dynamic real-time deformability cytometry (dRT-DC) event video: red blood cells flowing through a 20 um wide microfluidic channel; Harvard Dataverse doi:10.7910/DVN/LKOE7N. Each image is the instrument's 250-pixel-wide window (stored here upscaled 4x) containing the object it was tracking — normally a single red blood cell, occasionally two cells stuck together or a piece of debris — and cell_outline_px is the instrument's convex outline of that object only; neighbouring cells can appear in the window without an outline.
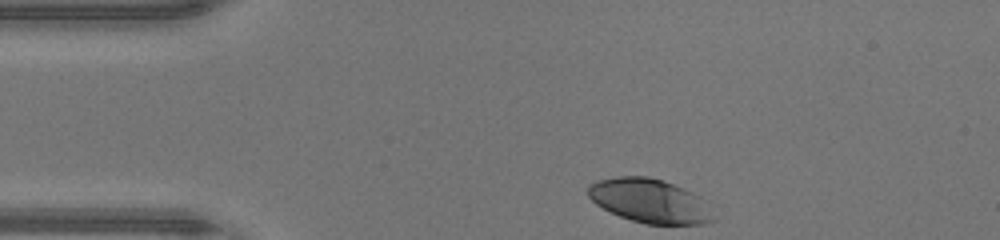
{"species": "human", "species_latin": "Homo sapiens", "temperature_condition": "warm", "stored_images_in_passage": 31, "camera_frame_rate_fps": 3000, "um_per_image_px": 0.085, "donor": {"sex": "male"}, "frame": {"image": 1, "passage_image": 1, "time_ms": 0.0, "image_size_px": [1000, 240], "cell_outline_px": [[716, 220], [704, 224], [648, 224], [632, 220], [620, 216], [596, 204], [588, 196], [588, 184], [596, 180], [616, 176], [648, 176], [664, 180], [684, 188], [700, 196]], "centroid_in_image_um": [55.21, 17.06], "position_along_channel_um": 29.8, "area_um2": 32.08}}
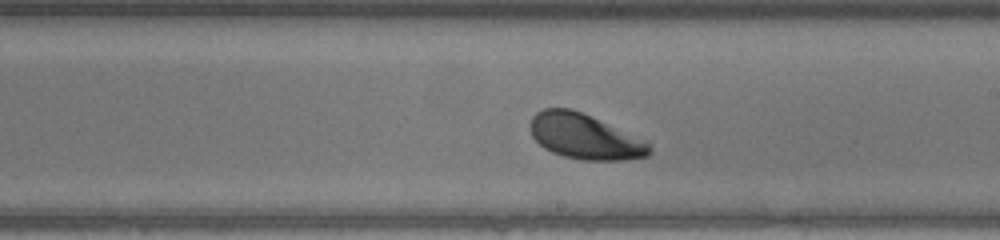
{"frame": {"image": 2, "passage_image": 19, "time_ms": 6.0, "image_size_px": [1000, 240], "cell_outline_px": [[652, 152], [648, 156], [624, 160], [584, 160], [564, 156], [552, 152], [544, 148], [532, 136], [532, 116], [536, 112], [544, 108], [568, 108], [580, 112], [644, 140], [652, 148]], "centroid_in_image_um": [49.7, 11.62], "position_along_channel_um": 239.3, "area_um2": 30.75}}
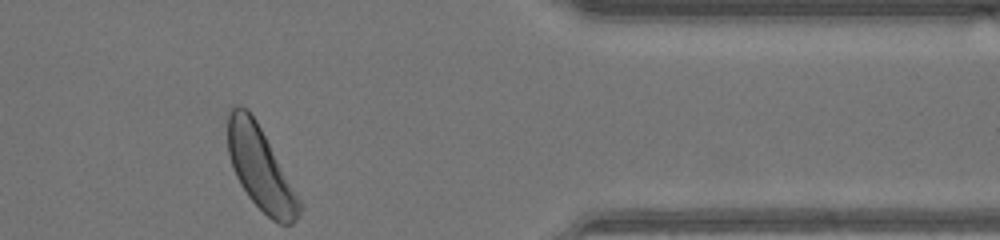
{"frame": {"image": 3, "passage_image": 31, "time_ms": 10.0, "image_size_px": [1000, 240], "cell_outline_px": [[304, 208], [296, 220], [292, 224], [280, 224], [272, 220], [248, 196], [240, 184], [236, 176], [228, 152], [228, 112], [236, 104], [240, 104], [248, 108], [256, 120], [304, 204]], "centroid_in_image_um": [22.17, 14.32], "position_along_channel_um": 389.2, "area_um2": 34.62}}